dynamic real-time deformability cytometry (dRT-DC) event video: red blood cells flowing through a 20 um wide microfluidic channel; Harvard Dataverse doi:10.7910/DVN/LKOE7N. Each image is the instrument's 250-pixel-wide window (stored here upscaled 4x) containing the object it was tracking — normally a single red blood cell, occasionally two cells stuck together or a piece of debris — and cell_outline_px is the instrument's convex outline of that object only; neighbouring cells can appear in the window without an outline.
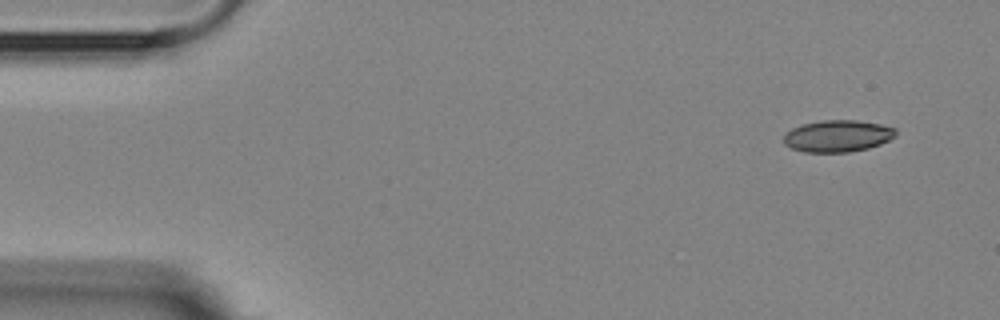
{"species": "Egyptian fruit bat (a non-hibernating species)", "species_latin": "Rousettus aegyptiacus", "temperature_condition": "room temperature", "stored_images_in_passage": 3, "camera_frame_rate_fps": 3000, "um_per_image_px": 0.085, "animal": {"sex": "female"}, "frame": {"image": 1, "passage_image": 1, "time_ms": 0.0, "image_size_px": [1000, 320], "cell_outline_px": [[896, 136], [880, 144], [868, 148], [848, 152], [804, 152], [792, 148], [784, 144], [784, 136], [792, 128], [800, 124], [820, 120], [860, 120], [880, 124], [896, 128]], "centroid_in_image_um": [71.2, 11.55], "position_along_channel_um": 13.8, "area_um2": 20.87}}